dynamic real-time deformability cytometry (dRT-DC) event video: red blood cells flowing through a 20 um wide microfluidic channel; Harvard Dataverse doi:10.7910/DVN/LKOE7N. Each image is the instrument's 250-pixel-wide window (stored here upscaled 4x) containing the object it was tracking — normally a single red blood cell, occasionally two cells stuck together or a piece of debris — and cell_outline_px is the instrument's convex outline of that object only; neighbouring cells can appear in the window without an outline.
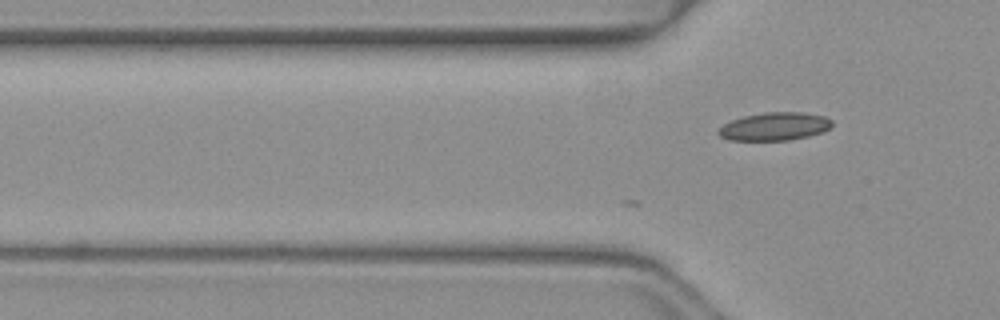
{"species": "common noctule bat (a hibernating species)", "species_latin": "Nyctalus noctula", "temperature_condition": "warm", "stored_images_in_passage": 7, "camera_frame_rate_fps": 3000, "um_per_image_px": 0.085, "animal": {"sex": "female", "body_mass_g": 19.3, "forearm_length_mm": 54.1}, "frame": {"image": 1, "passage_image": 7, "time_ms": 2.0, "image_size_px": [1000, 320], "cell_outline_px": [[832, 124], [824, 132], [808, 136], [788, 140], [728, 140], [720, 136], [716, 132], [724, 124], [732, 120], [744, 116], [764, 112], [804, 112], [824, 116], [832, 120]], "centroid_in_image_um": [65.84, 10.74], "position_along_channel_um": 60.0, "area_um2": 18.55}}